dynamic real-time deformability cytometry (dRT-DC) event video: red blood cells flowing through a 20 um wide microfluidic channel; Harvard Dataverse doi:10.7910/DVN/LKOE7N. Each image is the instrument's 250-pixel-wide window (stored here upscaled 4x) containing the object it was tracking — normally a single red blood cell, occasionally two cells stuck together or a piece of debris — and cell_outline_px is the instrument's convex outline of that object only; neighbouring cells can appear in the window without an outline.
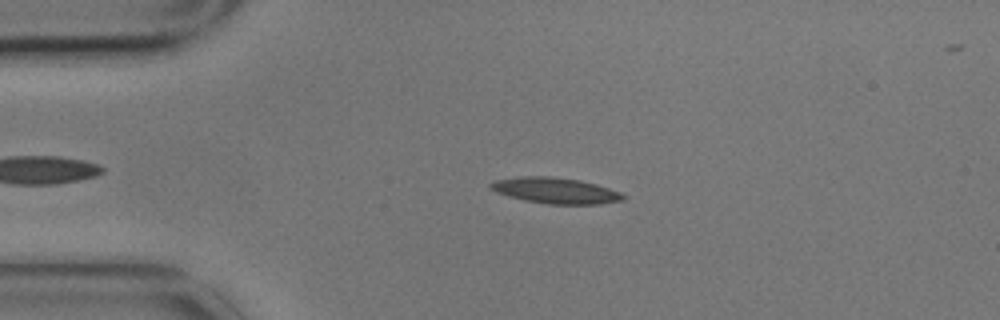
{"species": "common noctule bat (a hibernating species)", "species_latin": "Nyctalus noctula", "temperature_condition": "cold", "stored_images_in_passage": 4, "camera_frame_rate_fps": 3000, "um_per_image_px": 0.085, "animal": {"sex": "male", "body_mass_g": 17.9}, "frame": {"image": 1, "passage_image": 3, "time_ms": 0.667, "image_size_px": [1000, 320], "cell_outline_px": [[624, 200], [600, 204], [548, 204], [524, 200], [508, 196], [496, 192], [488, 188], [488, 184], [492, 180], [520, 176], [548, 176], [580, 180], [596, 184], [620, 192], [624, 196]], "centroid_in_image_um": [47.15, 16.19], "position_along_channel_um": 37.8, "area_um2": 20.11}}